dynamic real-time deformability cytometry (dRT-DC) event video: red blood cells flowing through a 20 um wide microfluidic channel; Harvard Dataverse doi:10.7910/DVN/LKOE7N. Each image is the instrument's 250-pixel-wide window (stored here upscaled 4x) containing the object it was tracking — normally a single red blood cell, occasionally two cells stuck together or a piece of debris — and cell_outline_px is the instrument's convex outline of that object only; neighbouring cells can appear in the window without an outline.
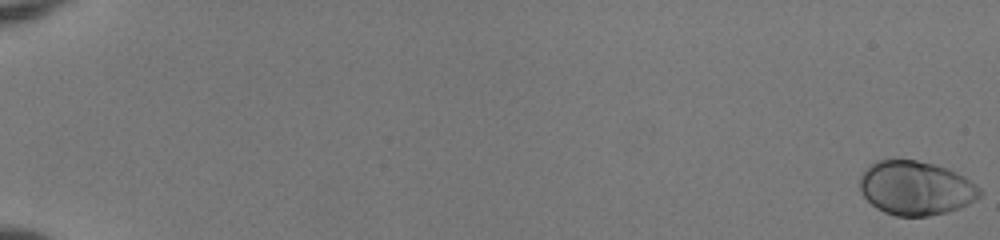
{"species": "human", "species_latin": "Homo sapiens", "temperature_condition": "room temperature", "stored_images_in_passage": 54, "camera_frame_rate_fps": 3000, "um_per_image_px": 0.085, "donor": {"sex": "female"}, "frame": {"image": 1, "passage_image": 1, "time_ms": 0.0, "image_size_px": [1000, 240], "cell_outline_px": [[984, 192], [976, 200], [960, 208], [948, 212], [928, 216], [896, 216], [884, 212], [876, 208], [864, 196], [860, 188], [860, 176], [864, 168], [868, 164], [876, 160], [916, 160], [932, 164], [956, 172], [964, 176], [976, 184]], "centroid_in_image_um": [77.84, 15.99], "position_along_channel_um": 7.2, "area_um2": 37.97}}
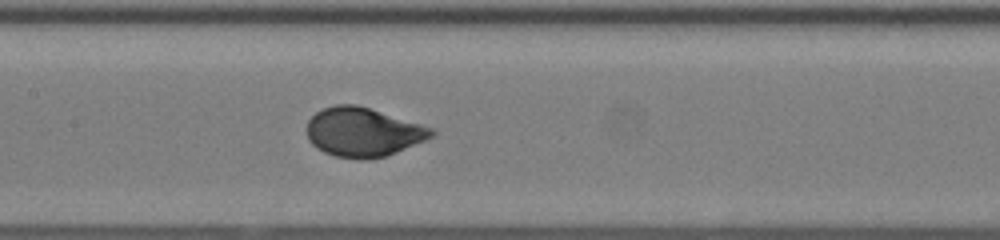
{"frame": {"image": 2, "passage_image": 30, "time_ms": 9.667, "image_size_px": [1000, 240], "cell_outline_px": [[436, 132], [432, 136], [424, 140], [396, 152], [384, 156], [336, 156], [324, 152], [316, 148], [308, 140], [304, 128], [308, 120], [316, 112], [324, 108], [336, 104], [356, 104], [420, 124], [432, 128]], "centroid_in_image_um": [30.79, 11.18], "position_along_channel_um": 176.6, "area_um2": 34.8}}
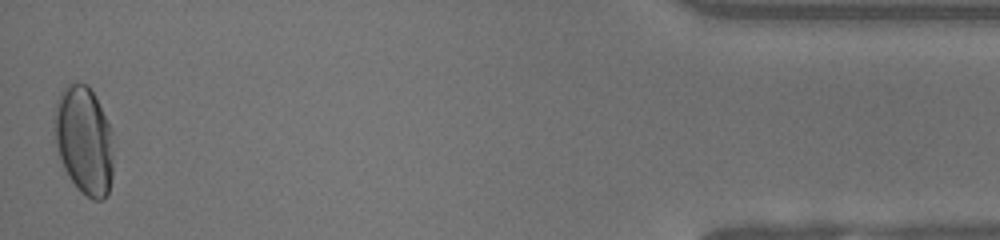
{"frame": {"image": 3, "passage_image": 54, "time_ms": 17.667, "image_size_px": [1000, 240], "cell_outline_px": [[112, 176], [108, 192], [104, 200], [92, 200], [80, 192], [76, 188], [68, 176], [64, 168], [56, 144], [56, 100], [60, 92], [68, 84], [76, 80], [88, 84], [108, 124], [112, 148]], "centroid_in_image_um": [7.14, 11.95], "position_along_channel_um": 428.1, "area_um2": 36.65}, "authors_computed_cell_mechanics": {"area_um2": 35.6626, "velocity_mm_per_s": 4.016, "shape_relaxation_time_tau1_ms": 3.174, "shape_relaxation_time_tau2_ms": null, "deformation_change_tau1": 0.1524, "deformation_change_tau2": null}}